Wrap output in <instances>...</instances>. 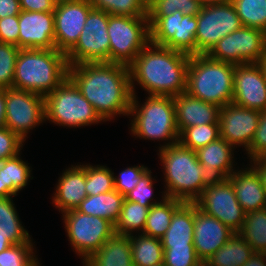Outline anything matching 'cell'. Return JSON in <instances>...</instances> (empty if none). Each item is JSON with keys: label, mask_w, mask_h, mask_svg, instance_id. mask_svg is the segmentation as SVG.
Segmentation results:
<instances>
[{"label": "cell", "mask_w": 266, "mask_h": 266, "mask_svg": "<svg viewBox=\"0 0 266 266\" xmlns=\"http://www.w3.org/2000/svg\"><path fill=\"white\" fill-rule=\"evenodd\" d=\"M163 261L166 266H195L200 259L195 247L163 248Z\"/></svg>", "instance_id": "43"}, {"label": "cell", "mask_w": 266, "mask_h": 266, "mask_svg": "<svg viewBox=\"0 0 266 266\" xmlns=\"http://www.w3.org/2000/svg\"><path fill=\"white\" fill-rule=\"evenodd\" d=\"M20 8L30 12L54 11L55 3L52 0H19Z\"/></svg>", "instance_id": "48"}, {"label": "cell", "mask_w": 266, "mask_h": 266, "mask_svg": "<svg viewBox=\"0 0 266 266\" xmlns=\"http://www.w3.org/2000/svg\"><path fill=\"white\" fill-rule=\"evenodd\" d=\"M114 173L106 166L86 165V193L94 196L114 190Z\"/></svg>", "instance_id": "39"}, {"label": "cell", "mask_w": 266, "mask_h": 266, "mask_svg": "<svg viewBox=\"0 0 266 266\" xmlns=\"http://www.w3.org/2000/svg\"><path fill=\"white\" fill-rule=\"evenodd\" d=\"M65 230L76 254L85 262L115 234L114 224L76 209L62 213Z\"/></svg>", "instance_id": "9"}, {"label": "cell", "mask_w": 266, "mask_h": 266, "mask_svg": "<svg viewBox=\"0 0 266 266\" xmlns=\"http://www.w3.org/2000/svg\"><path fill=\"white\" fill-rule=\"evenodd\" d=\"M150 24V43L196 55L197 15L175 11L167 16H147Z\"/></svg>", "instance_id": "11"}, {"label": "cell", "mask_w": 266, "mask_h": 266, "mask_svg": "<svg viewBox=\"0 0 266 266\" xmlns=\"http://www.w3.org/2000/svg\"><path fill=\"white\" fill-rule=\"evenodd\" d=\"M92 9L89 0H73L55 4L54 41L58 51L67 54L75 46Z\"/></svg>", "instance_id": "16"}, {"label": "cell", "mask_w": 266, "mask_h": 266, "mask_svg": "<svg viewBox=\"0 0 266 266\" xmlns=\"http://www.w3.org/2000/svg\"><path fill=\"white\" fill-rule=\"evenodd\" d=\"M55 4H58V3H63V2H66V1H73V0H52Z\"/></svg>", "instance_id": "57"}, {"label": "cell", "mask_w": 266, "mask_h": 266, "mask_svg": "<svg viewBox=\"0 0 266 266\" xmlns=\"http://www.w3.org/2000/svg\"><path fill=\"white\" fill-rule=\"evenodd\" d=\"M194 203L200 210L215 217L234 232H239L243 226L246 213L228 178L221 184L205 188Z\"/></svg>", "instance_id": "15"}, {"label": "cell", "mask_w": 266, "mask_h": 266, "mask_svg": "<svg viewBox=\"0 0 266 266\" xmlns=\"http://www.w3.org/2000/svg\"><path fill=\"white\" fill-rule=\"evenodd\" d=\"M235 65L208 55H190L186 92L205 102L224 107L232 103Z\"/></svg>", "instance_id": "5"}, {"label": "cell", "mask_w": 266, "mask_h": 266, "mask_svg": "<svg viewBox=\"0 0 266 266\" xmlns=\"http://www.w3.org/2000/svg\"><path fill=\"white\" fill-rule=\"evenodd\" d=\"M66 54L55 49H20L13 87L47 96L68 77Z\"/></svg>", "instance_id": "3"}, {"label": "cell", "mask_w": 266, "mask_h": 266, "mask_svg": "<svg viewBox=\"0 0 266 266\" xmlns=\"http://www.w3.org/2000/svg\"><path fill=\"white\" fill-rule=\"evenodd\" d=\"M247 153L251 161L266 156V110L260 111L258 127Z\"/></svg>", "instance_id": "45"}, {"label": "cell", "mask_w": 266, "mask_h": 266, "mask_svg": "<svg viewBox=\"0 0 266 266\" xmlns=\"http://www.w3.org/2000/svg\"><path fill=\"white\" fill-rule=\"evenodd\" d=\"M162 200L156 205L150 207L144 235L161 239L171 223L174 212L184 203L180 200L165 197L162 194Z\"/></svg>", "instance_id": "30"}, {"label": "cell", "mask_w": 266, "mask_h": 266, "mask_svg": "<svg viewBox=\"0 0 266 266\" xmlns=\"http://www.w3.org/2000/svg\"><path fill=\"white\" fill-rule=\"evenodd\" d=\"M260 111L245 108L233 102L220 108V137L232 146L249 149L258 127Z\"/></svg>", "instance_id": "17"}, {"label": "cell", "mask_w": 266, "mask_h": 266, "mask_svg": "<svg viewBox=\"0 0 266 266\" xmlns=\"http://www.w3.org/2000/svg\"><path fill=\"white\" fill-rule=\"evenodd\" d=\"M20 48L10 43L0 42V89L13 87L16 60Z\"/></svg>", "instance_id": "41"}, {"label": "cell", "mask_w": 266, "mask_h": 266, "mask_svg": "<svg viewBox=\"0 0 266 266\" xmlns=\"http://www.w3.org/2000/svg\"><path fill=\"white\" fill-rule=\"evenodd\" d=\"M125 197L115 189L108 193L87 196L77 207V211L100 217L116 223L120 216Z\"/></svg>", "instance_id": "28"}, {"label": "cell", "mask_w": 266, "mask_h": 266, "mask_svg": "<svg viewBox=\"0 0 266 266\" xmlns=\"http://www.w3.org/2000/svg\"><path fill=\"white\" fill-rule=\"evenodd\" d=\"M92 7L109 15L147 16L148 0H89Z\"/></svg>", "instance_id": "37"}, {"label": "cell", "mask_w": 266, "mask_h": 266, "mask_svg": "<svg viewBox=\"0 0 266 266\" xmlns=\"http://www.w3.org/2000/svg\"><path fill=\"white\" fill-rule=\"evenodd\" d=\"M24 142L16 133L11 132L8 128L0 129V163L20 153Z\"/></svg>", "instance_id": "46"}, {"label": "cell", "mask_w": 266, "mask_h": 266, "mask_svg": "<svg viewBox=\"0 0 266 266\" xmlns=\"http://www.w3.org/2000/svg\"><path fill=\"white\" fill-rule=\"evenodd\" d=\"M5 127L23 141L30 130L45 121V98L14 87L6 89Z\"/></svg>", "instance_id": "14"}, {"label": "cell", "mask_w": 266, "mask_h": 266, "mask_svg": "<svg viewBox=\"0 0 266 266\" xmlns=\"http://www.w3.org/2000/svg\"><path fill=\"white\" fill-rule=\"evenodd\" d=\"M265 45L266 33L263 30L242 26L219 40L207 55L234 65L258 63Z\"/></svg>", "instance_id": "13"}, {"label": "cell", "mask_w": 266, "mask_h": 266, "mask_svg": "<svg viewBox=\"0 0 266 266\" xmlns=\"http://www.w3.org/2000/svg\"><path fill=\"white\" fill-rule=\"evenodd\" d=\"M150 207L124 199L120 216L114 224L115 234L130 236L134 231L143 233Z\"/></svg>", "instance_id": "32"}, {"label": "cell", "mask_w": 266, "mask_h": 266, "mask_svg": "<svg viewBox=\"0 0 266 266\" xmlns=\"http://www.w3.org/2000/svg\"><path fill=\"white\" fill-rule=\"evenodd\" d=\"M154 266H166V265H165V263H164V261H163V262L158 263V264H156V265H154Z\"/></svg>", "instance_id": "58"}, {"label": "cell", "mask_w": 266, "mask_h": 266, "mask_svg": "<svg viewBox=\"0 0 266 266\" xmlns=\"http://www.w3.org/2000/svg\"><path fill=\"white\" fill-rule=\"evenodd\" d=\"M215 217L200 210L194 203L193 245L200 260H206L234 234Z\"/></svg>", "instance_id": "21"}, {"label": "cell", "mask_w": 266, "mask_h": 266, "mask_svg": "<svg viewBox=\"0 0 266 266\" xmlns=\"http://www.w3.org/2000/svg\"><path fill=\"white\" fill-rule=\"evenodd\" d=\"M149 171L143 165L127 167L118 176H114V188L124 197L133 190L140 179Z\"/></svg>", "instance_id": "42"}, {"label": "cell", "mask_w": 266, "mask_h": 266, "mask_svg": "<svg viewBox=\"0 0 266 266\" xmlns=\"http://www.w3.org/2000/svg\"><path fill=\"white\" fill-rule=\"evenodd\" d=\"M68 77L104 121L129 115L132 91L128 66L109 62L69 66Z\"/></svg>", "instance_id": "1"}, {"label": "cell", "mask_w": 266, "mask_h": 266, "mask_svg": "<svg viewBox=\"0 0 266 266\" xmlns=\"http://www.w3.org/2000/svg\"><path fill=\"white\" fill-rule=\"evenodd\" d=\"M158 155L164 169L165 197L194 203L203 192V166L198 162L196 151L178 142L159 149Z\"/></svg>", "instance_id": "4"}, {"label": "cell", "mask_w": 266, "mask_h": 266, "mask_svg": "<svg viewBox=\"0 0 266 266\" xmlns=\"http://www.w3.org/2000/svg\"><path fill=\"white\" fill-rule=\"evenodd\" d=\"M243 26L266 33V0H231Z\"/></svg>", "instance_id": "35"}, {"label": "cell", "mask_w": 266, "mask_h": 266, "mask_svg": "<svg viewBox=\"0 0 266 266\" xmlns=\"http://www.w3.org/2000/svg\"><path fill=\"white\" fill-rule=\"evenodd\" d=\"M12 197L0 198V228L12 244L28 242L30 234L22 226Z\"/></svg>", "instance_id": "33"}, {"label": "cell", "mask_w": 266, "mask_h": 266, "mask_svg": "<svg viewBox=\"0 0 266 266\" xmlns=\"http://www.w3.org/2000/svg\"><path fill=\"white\" fill-rule=\"evenodd\" d=\"M242 26L231 1L202 6L197 14L196 55H207L219 40Z\"/></svg>", "instance_id": "12"}, {"label": "cell", "mask_w": 266, "mask_h": 266, "mask_svg": "<svg viewBox=\"0 0 266 266\" xmlns=\"http://www.w3.org/2000/svg\"><path fill=\"white\" fill-rule=\"evenodd\" d=\"M228 179L245 213L266 208V192L258 173L251 166L232 172Z\"/></svg>", "instance_id": "24"}, {"label": "cell", "mask_w": 266, "mask_h": 266, "mask_svg": "<svg viewBox=\"0 0 266 266\" xmlns=\"http://www.w3.org/2000/svg\"><path fill=\"white\" fill-rule=\"evenodd\" d=\"M202 6L214 5L229 2L231 0H199Z\"/></svg>", "instance_id": "54"}, {"label": "cell", "mask_w": 266, "mask_h": 266, "mask_svg": "<svg viewBox=\"0 0 266 266\" xmlns=\"http://www.w3.org/2000/svg\"><path fill=\"white\" fill-rule=\"evenodd\" d=\"M19 155L0 163V198L16 196L28 184L32 170Z\"/></svg>", "instance_id": "27"}, {"label": "cell", "mask_w": 266, "mask_h": 266, "mask_svg": "<svg viewBox=\"0 0 266 266\" xmlns=\"http://www.w3.org/2000/svg\"><path fill=\"white\" fill-rule=\"evenodd\" d=\"M202 5L199 0H148L147 16H167L175 11L183 15L196 16Z\"/></svg>", "instance_id": "38"}, {"label": "cell", "mask_w": 266, "mask_h": 266, "mask_svg": "<svg viewBox=\"0 0 266 266\" xmlns=\"http://www.w3.org/2000/svg\"><path fill=\"white\" fill-rule=\"evenodd\" d=\"M19 15L0 19V42L10 43L18 47Z\"/></svg>", "instance_id": "47"}, {"label": "cell", "mask_w": 266, "mask_h": 266, "mask_svg": "<svg viewBox=\"0 0 266 266\" xmlns=\"http://www.w3.org/2000/svg\"><path fill=\"white\" fill-rule=\"evenodd\" d=\"M6 89H0V129L5 127Z\"/></svg>", "instance_id": "52"}, {"label": "cell", "mask_w": 266, "mask_h": 266, "mask_svg": "<svg viewBox=\"0 0 266 266\" xmlns=\"http://www.w3.org/2000/svg\"><path fill=\"white\" fill-rule=\"evenodd\" d=\"M190 55L149 43L129 66L131 91L134 82L149 95L177 96L186 92Z\"/></svg>", "instance_id": "2"}, {"label": "cell", "mask_w": 266, "mask_h": 266, "mask_svg": "<svg viewBox=\"0 0 266 266\" xmlns=\"http://www.w3.org/2000/svg\"><path fill=\"white\" fill-rule=\"evenodd\" d=\"M172 97L179 133L192 126L219 123L221 107L218 105L193 97L187 92Z\"/></svg>", "instance_id": "22"}, {"label": "cell", "mask_w": 266, "mask_h": 266, "mask_svg": "<svg viewBox=\"0 0 266 266\" xmlns=\"http://www.w3.org/2000/svg\"><path fill=\"white\" fill-rule=\"evenodd\" d=\"M131 242L133 266H154L163 262V246L161 239L144 234L129 236Z\"/></svg>", "instance_id": "31"}, {"label": "cell", "mask_w": 266, "mask_h": 266, "mask_svg": "<svg viewBox=\"0 0 266 266\" xmlns=\"http://www.w3.org/2000/svg\"><path fill=\"white\" fill-rule=\"evenodd\" d=\"M33 250L32 239L26 243L12 244L0 252V266H37L39 262Z\"/></svg>", "instance_id": "40"}, {"label": "cell", "mask_w": 266, "mask_h": 266, "mask_svg": "<svg viewBox=\"0 0 266 266\" xmlns=\"http://www.w3.org/2000/svg\"><path fill=\"white\" fill-rule=\"evenodd\" d=\"M242 266H266V253L254 252L250 259Z\"/></svg>", "instance_id": "51"}, {"label": "cell", "mask_w": 266, "mask_h": 266, "mask_svg": "<svg viewBox=\"0 0 266 266\" xmlns=\"http://www.w3.org/2000/svg\"><path fill=\"white\" fill-rule=\"evenodd\" d=\"M258 64L262 68L263 74H264L265 79H266V45H265V48H264V54L261 57V59L259 60Z\"/></svg>", "instance_id": "55"}, {"label": "cell", "mask_w": 266, "mask_h": 266, "mask_svg": "<svg viewBox=\"0 0 266 266\" xmlns=\"http://www.w3.org/2000/svg\"><path fill=\"white\" fill-rule=\"evenodd\" d=\"M107 32L110 40V63L129 67L150 43L147 16L109 15Z\"/></svg>", "instance_id": "8"}, {"label": "cell", "mask_w": 266, "mask_h": 266, "mask_svg": "<svg viewBox=\"0 0 266 266\" xmlns=\"http://www.w3.org/2000/svg\"><path fill=\"white\" fill-rule=\"evenodd\" d=\"M83 266H133L129 236L114 234Z\"/></svg>", "instance_id": "26"}, {"label": "cell", "mask_w": 266, "mask_h": 266, "mask_svg": "<svg viewBox=\"0 0 266 266\" xmlns=\"http://www.w3.org/2000/svg\"><path fill=\"white\" fill-rule=\"evenodd\" d=\"M254 252L266 253V208L247 212L238 232Z\"/></svg>", "instance_id": "34"}, {"label": "cell", "mask_w": 266, "mask_h": 266, "mask_svg": "<svg viewBox=\"0 0 266 266\" xmlns=\"http://www.w3.org/2000/svg\"><path fill=\"white\" fill-rule=\"evenodd\" d=\"M12 243L6 238V234L0 228V252L11 246Z\"/></svg>", "instance_id": "53"}, {"label": "cell", "mask_w": 266, "mask_h": 266, "mask_svg": "<svg viewBox=\"0 0 266 266\" xmlns=\"http://www.w3.org/2000/svg\"><path fill=\"white\" fill-rule=\"evenodd\" d=\"M220 138L219 123H210L185 128L179 136V143L188 149H197Z\"/></svg>", "instance_id": "36"}, {"label": "cell", "mask_w": 266, "mask_h": 266, "mask_svg": "<svg viewBox=\"0 0 266 266\" xmlns=\"http://www.w3.org/2000/svg\"><path fill=\"white\" fill-rule=\"evenodd\" d=\"M53 194L55 207L62 213L77 209L86 193V165L71 166L62 173Z\"/></svg>", "instance_id": "23"}, {"label": "cell", "mask_w": 266, "mask_h": 266, "mask_svg": "<svg viewBox=\"0 0 266 266\" xmlns=\"http://www.w3.org/2000/svg\"><path fill=\"white\" fill-rule=\"evenodd\" d=\"M136 96L132 94L129 110V115L134 116L130 124L132 134L145 140L169 141L160 145L159 149L178 143L180 133L176 124L173 97L149 95L146 102L139 105Z\"/></svg>", "instance_id": "6"}, {"label": "cell", "mask_w": 266, "mask_h": 266, "mask_svg": "<svg viewBox=\"0 0 266 266\" xmlns=\"http://www.w3.org/2000/svg\"><path fill=\"white\" fill-rule=\"evenodd\" d=\"M151 170H149L138 182L136 187L131 190L125 199L128 201L136 202L142 206H152L160 203L159 201H153V180L151 176ZM151 200L153 202H151Z\"/></svg>", "instance_id": "44"}, {"label": "cell", "mask_w": 266, "mask_h": 266, "mask_svg": "<svg viewBox=\"0 0 266 266\" xmlns=\"http://www.w3.org/2000/svg\"><path fill=\"white\" fill-rule=\"evenodd\" d=\"M194 203H183L173 214L169 228L161 238L163 248L194 247Z\"/></svg>", "instance_id": "25"}, {"label": "cell", "mask_w": 266, "mask_h": 266, "mask_svg": "<svg viewBox=\"0 0 266 266\" xmlns=\"http://www.w3.org/2000/svg\"><path fill=\"white\" fill-rule=\"evenodd\" d=\"M232 102L249 109L266 110V79L258 63L235 65Z\"/></svg>", "instance_id": "18"}, {"label": "cell", "mask_w": 266, "mask_h": 266, "mask_svg": "<svg viewBox=\"0 0 266 266\" xmlns=\"http://www.w3.org/2000/svg\"><path fill=\"white\" fill-rule=\"evenodd\" d=\"M251 167L258 173L261 183L263 185V188L266 192V162L263 159H254L250 161Z\"/></svg>", "instance_id": "50"}, {"label": "cell", "mask_w": 266, "mask_h": 266, "mask_svg": "<svg viewBox=\"0 0 266 266\" xmlns=\"http://www.w3.org/2000/svg\"><path fill=\"white\" fill-rule=\"evenodd\" d=\"M20 12L19 0H0V19L19 15Z\"/></svg>", "instance_id": "49"}, {"label": "cell", "mask_w": 266, "mask_h": 266, "mask_svg": "<svg viewBox=\"0 0 266 266\" xmlns=\"http://www.w3.org/2000/svg\"><path fill=\"white\" fill-rule=\"evenodd\" d=\"M254 251L250 244L235 232L213 255L206 259L212 266H242Z\"/></svg>", "instance_id": "29"}, {"label": "cell", "mask_w": 266, "mask_h": 266, "mask_svg": "<svg viewBox=\"0 0 266 266\" xmlns=\"http://www.w3.org/2000/svg\"><path fill=\"white\" fill-rule=\"evenodd\" d=\"M232 149L235 148L220 137L196 150L198 162L203 166V190L221 184L235 171Z\"/></svg>", "instance_id": "19"}, {"label": "cell", "mask_w": 266, "mask_h": 266, "mask_svg": "<svg viewBox=\"0 0 266 266\" xmlns=\"http://www.w3.org/2000/svg\"><path fill=\"white\" fill-rule=\"evenodd\" d=\"M44 98L45 121L71 128L103 121L69 77Z\"/></svg>", "instance_id": "7"}, {"label": "cell", "mask_w": 266, "mask_h": 266, "mask_svg": "<svg viewBox=\"0 0 266 266\" xmlns=\"http://www.w3.org/2000/svg\"><path fill=\"white\" fill-rule=\"evenodd\" d=\"M18 47L20 49H55L54 12L19 14Z\"/></svg>", "instance_id": "20"}, {"label": "cell", "mask_w": 266, "mask_h": 266, "mask_svg": "<svg viewBox=\"0 0 266 266\" xmlns=\"http://www.w3.org/2000/svg\"><path fill=\"white\" fill-rule=\"evenodd\" d=\"M108 23V13L94 8L89 12L77 43L66 54L68 66L79 63H110Z\"/></svg>", "instance_id": "10"}, {"label": "cell", "mask_w": 266, "mask_h": 266, "mask_svg": "<svg viewBox=\"0 0 266 266\" xmlns=\"http://www.w3.org/2000/svg\"><path fill=\"white\" fill-rule=\"evenodd\" d=\"M195 266H212L207 260H200Z\"/></svg>", "instance_id": "56"}]
</instances>
